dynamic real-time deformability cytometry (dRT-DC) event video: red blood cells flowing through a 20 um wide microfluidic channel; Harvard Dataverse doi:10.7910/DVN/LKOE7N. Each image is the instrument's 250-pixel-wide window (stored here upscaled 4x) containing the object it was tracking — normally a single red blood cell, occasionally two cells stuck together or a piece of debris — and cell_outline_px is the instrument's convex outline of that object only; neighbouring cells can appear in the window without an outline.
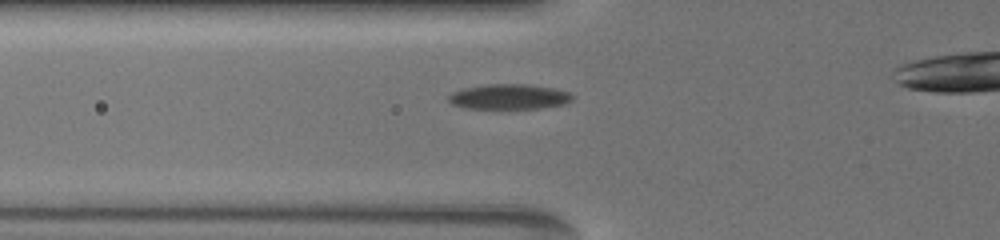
{"species": "common noctule bat (a hibernating species)", "species_latin": "Nyctalus noctula", "temperature_condition": "warm", "stored_images_in_passage": 5, "camera_frame_rate_fps": 3000, "um_per_image_px": 0.085, "animal": {"sex": "female", "body_mass_g": 19.5, "forearm_length_mm": 54.1}, "frame": {"image": 1, "passage_image": 2, "time_ms": 0.333, "image_size_px": [1000, 240], "cell_outline_px": [[572, 100], [564, 104], [536, 108], [464, 108], [452, 104], [448, 100], [448, 96], [452, 92], [460, 88], [484, 84], [528, 84], [552, 88], [568, 92], [572, 96]], "centroid_in_image_um": [43.2, 8.21], "position_along_channel_um": 82.6, "area_um2": 18.09}}